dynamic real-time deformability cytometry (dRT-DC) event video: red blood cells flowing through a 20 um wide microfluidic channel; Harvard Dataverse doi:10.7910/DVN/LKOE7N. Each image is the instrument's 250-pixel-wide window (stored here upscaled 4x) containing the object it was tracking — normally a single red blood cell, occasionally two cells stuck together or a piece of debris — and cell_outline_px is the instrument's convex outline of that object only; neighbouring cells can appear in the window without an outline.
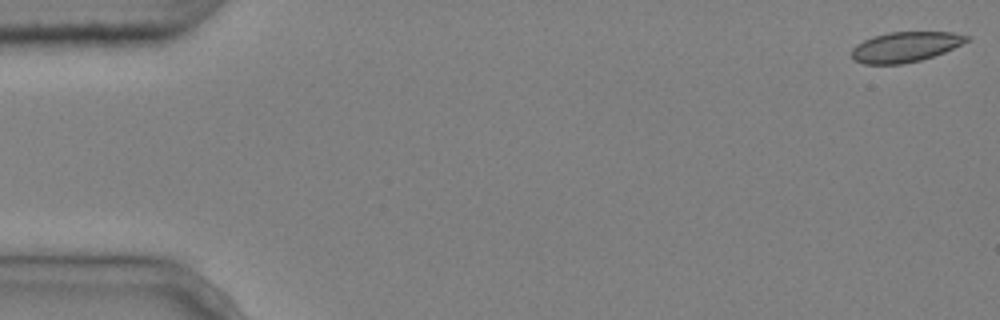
{"species": "common noctule bat (a hibernating species)", "species_latin": "Nyctalus noctula", "temperature_condition": "cold", "stored_images_in_passage": 5, "camera_frame_rate_fps": 3000, "um_per_image_px": 0.085, "animal": {"sex": "male", "body_mass_g": 20.4}, "frame": {"image": 1, "passage_image": 1, "time_ms": 0.0, "image_size_px": [1000, 320], "cell_outline_px": [[972, 40], [944, 52], [920, 60], [900, 64], [864, 64], [856, 60], [852, 56], [852, 48], [856, 44], [872, 36], [888, 32], [952, 32], [972, 36]], "centroid_in_image_um": [76.99, 3.97], "position_along_channel_um": 8.0, "area_um2": 20.29}}
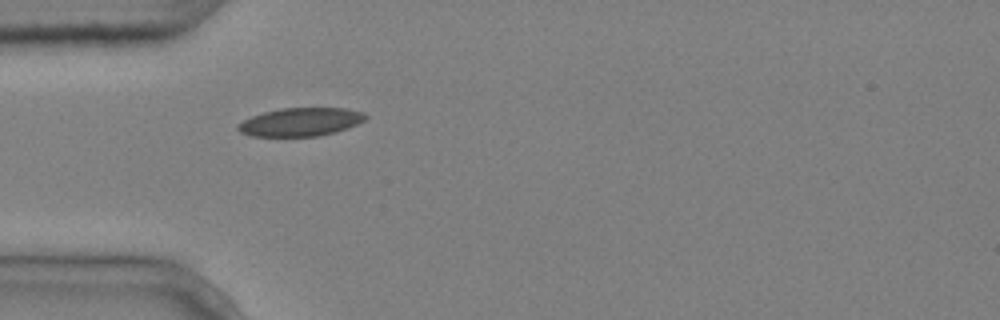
{"frame": {"image": 2, "passage_image": 5, "time_ms": 1.333, "image_size_px": [1000, 320], "cell_outline_px": [[368, 116], [364, 120], [348, 128], [336, 132], [316, 136], [252, 136], [240, 132], [236, 128], [236, 124], [252, 116], [264, 112], [280, 108], [344, 108], [364, 112]], "centroid_in_image_um": [25.54, 10.36], "position_along_channel_um": 59.5, "area_um2": 21.04}}